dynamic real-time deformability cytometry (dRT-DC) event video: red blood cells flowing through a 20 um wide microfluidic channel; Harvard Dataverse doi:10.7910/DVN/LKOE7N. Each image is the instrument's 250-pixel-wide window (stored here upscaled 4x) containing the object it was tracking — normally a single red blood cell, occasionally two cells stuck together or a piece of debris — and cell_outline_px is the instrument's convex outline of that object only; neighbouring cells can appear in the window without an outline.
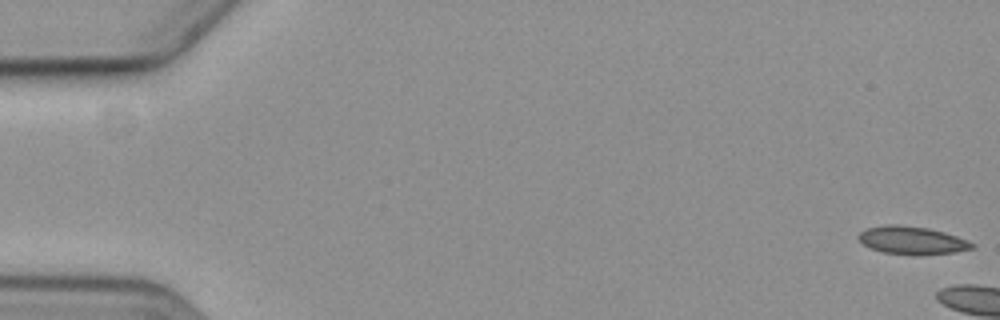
{"species": "common noctule bat (a hibernating species)", "species_latin": "Nyctalus noctula", "temperature_condition": "cold", "stored_images_in_passage": 5, "camera_frame_rate_fps": 3000, "um_per_image_px": 0.085, "animal": {"sex": "female", "body_mass_g": 19.3, "forearm_length_mm": 54.1}, "frame": {"image": 1, "passage_image": 1, "time_ms": 0.0, "image_size_px": [1000, 320], "cell_outline_px": [[976, 248], [956, 252], [916, 256], [912, 256], [884, 252], [872, 248], [864, 244], [856, 236], [864, 228], [888, 224], [900, 224], [928, 228], [944, 232], [968, 240], [976, 244]], "centroid_in_image_um": [77.55, 20.43], "position_along_channel_um": 7.5, "area_um2": 18.84}}